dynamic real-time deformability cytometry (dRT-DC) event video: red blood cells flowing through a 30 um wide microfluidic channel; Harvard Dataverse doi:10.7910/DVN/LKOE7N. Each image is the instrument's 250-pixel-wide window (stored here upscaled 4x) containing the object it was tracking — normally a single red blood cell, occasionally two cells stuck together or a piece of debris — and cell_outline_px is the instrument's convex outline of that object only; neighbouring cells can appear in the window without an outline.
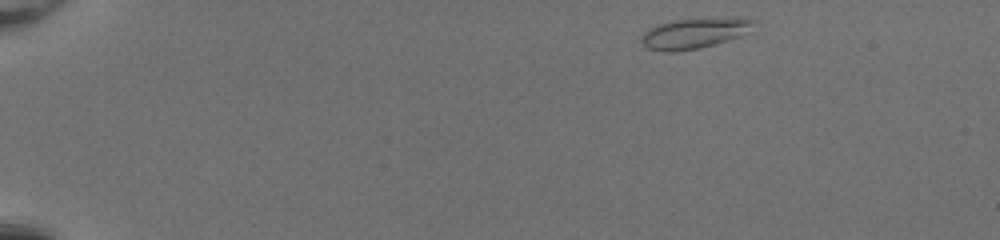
{"species": "common noctule bat (a hibernating species)", "species_latin": "Nyctalus noctula", "temperature_condition": "room temperature", "stored_images_in_passage": 44, "camera_frame_rate_fps": 3000, "um_per_image_px": 0.085, "animal": {"sex": "female", "body_mass_g": 20.0, "forearm_length_mm": 54.0}, "frame": {"image": 1, "passage_image": 1, "time_ms": 0.0, "image_size_px": [1000, 240], "cell_outline_px": [[756, 20], [748, 32], [740, 36], [716, 44], [700, 48], [672, 52], [664, 52], [648, 48], [640, 40], [640, 36], [648, 28], [672, 20], [736, 16], [744, 16]], "centroid_in_image_um": [59.07, 2.8], "position_along_channel_um": 25.9, "area_um2": 20.35}}
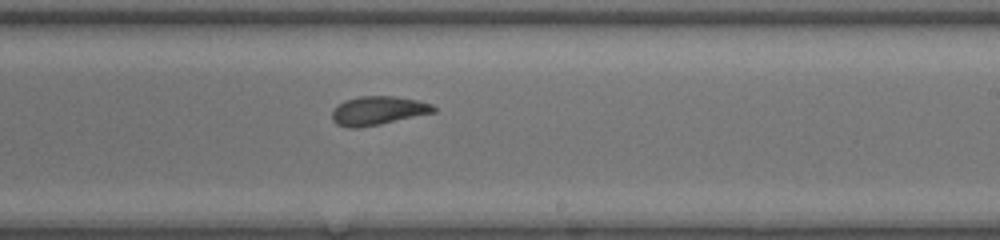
{"frame": {"image": 2, "passage_image": 26, "time_ms": 8.333, "image_size_px": [1000, 240], "cell_outline_px": [[436, 112], [380, 124], [360, 128], [348, 128], [336, 124], [332, 120], [332, 112], [344, 100], [360, 96], [392, 96], [416, 100], [432, 104], [436, 108]], "centroid_in_image_um": [32.13, 9.41], "position_along_channel_um": 256.9, "area_um2": 16.94}}
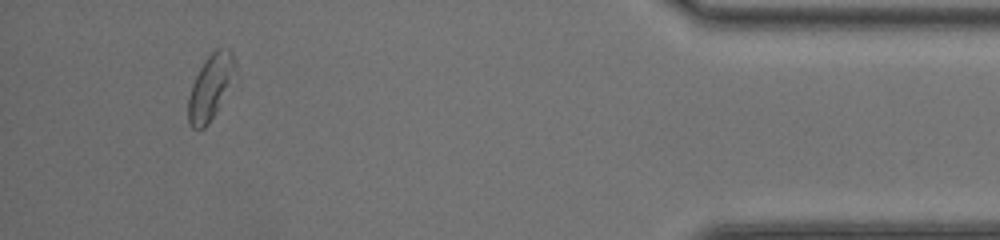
{"frame": {"image": 3, "passage_image": 41, "time_ms": 13.333, "image_size_px": [1000, 240], "cell_outline_px": [[232, 68], [228, 80], [216, 112], [208, 124], [204, 128], [192, 128], [188, 124], [188, 96], [192, 84], [204, 60], [216, 48], [228, 48], [232, 52]], "centroid_in_image_um": [17.77, 7.44], "position_along_channel_um": 417.4, "area_um2": 16.53}, "authors_computed_cell_mechanics": {"area_um2": 17.3978, "velocity_mm_per_s": 4.2098, "shape_relaxation_time_tau1_ms": 4.4962, "shape_relaxation_time_tau2_ms": 1.237, "deformation_change_tau1": 0.1436, "deformation_change_tau2": 0.0668}}